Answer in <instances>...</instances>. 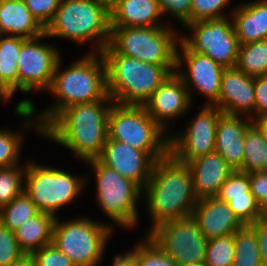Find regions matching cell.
<instances>
[{"label":"cell","instance_id":"17","mask_svg":"<svg viewBox=\"0 0 267 266\" xmlns=\"http://www.w3.org/2000/svg\"><path fill=\"white\" fill-rule=\"evenodd\" d=\"M189 91L176 71L168 76L143 106L164 130L166 120L174 119L188 109L191 102Z\"/></svg>","mask_w":267,"mask_h":266},{"label":"cell","instance_id":"38","mask_svg":"<svg viewBox=\"0 0 267 266\" xmlns=\"http://www.w3.org/2000/svg\"><path fill=\"white\" fill-rule=\"evenodd\" d=\"M39 24L46 27L53 20L61 0H23Z\"/></svg>","mask_w":267,"mask_h":266},{"label":"cell","instance_id":"1","mask_svg":"<svg viewBox=\"0 0 267 266\" xmlns=\"http://www.w3.org/2000/svg\"><path fill=\"white\" fill-rule=\"evenodd\" d=\"M106 101L114 102L112 99H102L68 106L41 134L69 148L85 161L98 159L108 138L111 106L102 104Z\"/></svg>","mask_w":267,"mask_h":266},{"label":"cell","instance_id":"19","mask_svg":"<svg viewBox=\"0 0 267 266\" xmlns=\"http://www.w3.org/2000/svg\"><path fill=\"white\" fill-rule=\"evenodd\" d=\"M192 217L198 222L207 240L232 235L244 226L229 208L228 203L218 197L198 200Z\"/></svg>","mask_w":267,"mask_h":266},{"label":"cell","instance_id":"48","mask_svg":"<svg viewBox=\"0 0 267 266\" xmlns=\"http://www.w3.org/2000/svg\"><path fill=\"white\" fill-rule=\"evenodd\" d=\"M101 1L110 10L113 6H115L121 0H101Z\"/></svg>","mask_w":267,"mask_h":266},{"label":"cell","instance_id":"35","mask_svg":"<svg viewBox=\"0 0 267 266\" xmlns=\"http://www.w3.org/2000/svg\"><path fill=\"white\" fill-rule=\"evenodd\" d=\"M228 3L229 0H192L190 23L226 17L220 11Z\"/></svg>","mask_w":267,"mask_h":266},{"label":"cell","instance_id":"30","mask_svg":"<svg viewBox=\"0 0 267 266\" xmlns=\"http://www.w3.org/2000/svg\"><path fill=\"white\" fill-rule=\"evenodd\" d=\"M232 266H263L255 230L244 225L235 232V249Z\"/></svg>","mask_w":267,"mask_h":266},{"label":"cell","instance_id":"25","mask_svg":"<svg viewBox=\"0 0 267 266\" xmlns=\"http://www.w3.org/2000/svg\"><path fill=\"white\" fill-rule=\"evenodd\" d=\"M232 23L239 45L267 39V0L238 7Z\"/></svg>","mask_w":267,"mask_h":266},{"label":"cell","instance_id":"12","mask_svg":"<svg viewBox=\"0 0 267 266\" xmlns=\"http://www.w3.org/2000/svg\"><path fill=\"white\" fill-rule=\"evenodd\" d=\"M193 36L181 40L194 52L208 55L224 68L236 67L239 43L228 18L197 21L187 24Z\"/></svg>","mask_w":267,"mask_h":266},{"label":"cell","instance_id":"3","mask_svg":"<svg viewBox=\"0 0 267 266\" xmlns=\"http://www.w3.org/2000/svg\"><path fill=\"white\" fill-rule=\"evenodd\" d=\"M98 56L100 61L95 54H90L61 72L58 71L61 64L59 59L49 90L60 100L37 116L40 118L37 128L40 133L68 106L111 99L107 91L105 62L101 53Z\"/></svg>","mask_w":267,"mask_h":266},{"label":"cell","instance_id":"4","mask_svg":"<svg viewBox=\"0 0 267 266\" xmlns=\"http://www.w3.org/2000/svg\"><path fill=\"white\" fill-rule=\"evenodd\" d=\"M101 55L108 95L120 105L143 106L168 76L176 72V66L146 63L118 53Z\"/></svg>","mask_w":267,"mask_h":266},{"label":"cell","instance_id":"47","mask_svg":"<svg viewBox=\"0 0 267 266\" xmlns=\"http://www.w3.org/2000/svg\"><path fill=\"white\" fill-rule=\"evenodd\" d=\"M14 91L7 85V83L0 77V97L9 100Z\"/></svg>","mask_w":267,"mask_h":266},{"label":"cell","instance_id":"37","mask_svg":"<svg viewBox=\"0 0 267 266\" xmlns=\"http://www.w3.org/2000/svg\"><path fill=\"white\" fill-rule=\"evenodd\" d=\"M23 254L14 232L0 223V266H11Z\"/></svg>","mask_w":267,"mask_h":266},{"label":"cell","instance_id":"8","mask_svg":"<svg viewBox=\"0 0 267 266\" xmlns=\"http://www.w3.org/2000/svg\"><path fill=\"white\" fill-rule=\"evenodd\" d=\"M55 219L52 243L75 266H96L104 253L111 228L88 218L58 222Z\"/></svg>","mask_w":267,"mask_h":266},{"label":"cell","instance_id":"39","mask_svg":"<svg viewBox=\"0 0 267 266\" xmlns=\"http://www.w3.org/2000/svg\"><path fill=\"white\" fill-rule=\"evenodd\" d=\"M38 266H75L53 243L32 253Z\"/></svg>","mask_w":267,"mask_h":266},{"label":"cell","instance_id":"22","mask_svg":"<svg viewBox=\"0 0 267 266\" xmlns=\"http://www.w3.org/2000/svg\"><path fill=\"white\" fill-rule=\"evenodd\" d=\"M242 120L238 115L222 113L219 117L215 151L219 153L233 170H240L244 157V136L248 127L253 123ZM249 122V123H248Z\"/></svg>","mask_w":267,"mask_h":266},{"label":"cell","instance_id":"34","mask_svg":"<svg viewBox=\"0 0 267 266\" xmlns=\"http://www.w3.org/2000/svg\"><path fill=\"white\" fill-rule=\"evenodd\" d=\"M24 173L18 165L0 168V209L24 192Z\"/></svg>","mask_w":267,"mask_h":266},{"label":"cell","instance_id":"26","mask_svg":"<svg viewBox=\"0 0 267 266\" xmlns=\"http://www.w3.org/2000/svg\"><path fill=\"white\" fill-rule=\"evenodd\" d=\"M55 219L50 214L39 213L17 228L14 235L20 249L26 254H32L51 244Z\"/></svg>","mask_w":267,"mask_h":266},{"label":"cell","instance_id":"27","mask_svg":"<svg viewBox=\"0 0 267 266\" xmlns=\"http://www.w3.org/2000/svg\"><path fill=\"white\" fill-rule=\"evenodd\" d=\"M243 148V164L239 171L250 174L267 170V141L254 123L245 132Z\"/></svg>","mask_w":267,"mask_h":266},{"label":"cell","instance_id":"7","mask_svg":"<svg viewBox=\"0 0 267 266\" xmlns=\"http://www.w3.org/2000/svg\"><path fill=\"white\" fill-rule=\"evenodd\" d=\"M163 132L144 106L111 105L108 116L110 139L142 150L158 161L169 153V138L162 136Z\"/></svg>","mask_w":267,"mask_h":266},{"label":"cell","instance_id":"6","mask_svg":"<svg viewBox=\"0 0 267 266\" xmlns=\"http://www.w3.org/2000/svg\"><path fill=\"white\" fill-rule=\"evenodd\" d=\"M174 30L168 27H111L108 45L100 53H118L146 63L176 66Z\"/></svg>","mask_w":267,"mask_h":266},{"label":"cell","instance_id":"20","mask_svg":"<svg viewBox=\"0 0 267 266\" xmlns=\"http://www.w3.org/2000/svg\"><path fill=\"white\" fill-rule=\"evenodd\" d=\"M217 197L228 203L229 208L244 224L250 225L266 213L250 192L249 174L234 170L222 184Z\"/></svg>","mask_w":267,"mask_h":266},{"label":"cell","instance_id":"2","mask_svg":"<svg viewBox=\"0 0 267 266\" xmlns=\"http://www.w3.org/2000/svg\"><path fill=\"white\" fill-rule=\"evenodd\" d=\"M144 189L153 228L170 220L192 216L198 202L188 164L177 161L170 153L155 162Z\"/></svg>","mask_w":267,"mask_h":266},{"label":"cell","instance_id":"28","mask_svg":"<svg viewBox=\"0 0 267 266\" xmlns=\"http://www.w3.org/2000/svg\"><path fill=\"white\" fill-rule=\"evenodd\" d=\"M236 67L251 77L267 75V39L239 45Z\"/></svg>","mask_w":267,"mask_h":266},{"label":"cell","instance_id":"36","mask_svg":"<svg viewBox=\"0 0 267 266\" xmlns=\"http://www.w3.org/2000/svg\"><path fill=\"white\" fill-rule=\"evenodd\" d=\"M21 136L11 131H0V168L17 165Z\"/></svg>","mask_w":267,"mask_h":266},{"label":"cell","instance_id":"21","mask_svg":"<svg viewBox=\"0 0 267 266\" xmlns=\"http://www.w3.org/2000/svg\"><path fill=\"white\" fill-rule=\"evenodd\" d=\"M189 169L193 176V188L198 200L217 197L222 184L234 171L216 151L192 160Z\"/></svg>","mask_w":267,"mask_h":266},{"label":"cell","instance_id":"41","mask_svg":"<svg viewBox=\"0 0 267 266\" xmlns=\"http://www.w3.org/2000/svg\"><path fill=\"white\" fill-rule=\"evenodd\" d=\"M162 14L172 13L183 25L190 24L192 0H158Z\"/></svg>","mask_w":267,"mask_h":266},{"label":"cell","instance_id":"46","mask_svg":"<svg viewBox=\"0 0 267 266\" xmlns=\"http://www.w3.org/2000/svg\"><path fill=\"white\" fill-rule=\"evenodd\" d=\"M11 266H38L33 254H23Z\"/></svg>","mask_w":267,"mask_h":266},{"label":"cell","instance_id":"15","mask_svg":"<svg viewBox=\"0 0 267 266\" xmlns=\"http://www.w3.org/2000/svg\"><path fill=\"white\" fill-rule=\"evenodd\" d=\"M180 46L182 52L180 53L177 49L176 68H180L185 60L189 71L187 76L179 71L177 74L187 88L189 83L193 84L197 90L210 99V105H214L219 99L221 77L225 68L208 55L192 51L182 40H180Z\"/></svg>","mask_w":267,"mask_h":266},{"label":"cell","instance_id":"43","mask_svg":"<svg viewBox=\"0 0 267 266\" xmlns=\"http://www.w3.org/2000/svg\"><path fill=\"white\" fill-rule=\"evenodd\" d=\"M250 226L257 234L262 265L267 266V215L250 224Z\"/></svg>","mask_w":267,"mask_h":266},{"label":"cell","instance_id":"23","mask_svg":"<svg viewBox=\"0 0 267 266\" xmlns=\"http://www.w3.org/2000/svg\"><path fill=\"white\" fill-rule=\"evenodd\" d=\"M24 39L39 38L45 29L34 18L23 0H0V35Z\"/></svg>","mask_w":267,"mask_h":266},{"label":"cell","instance_id":"42","mask_svg":"<svg viewBox=\"0 0 267 266\" xmlns=\"http://www.w3.org/2000/svg\"><path fill=\"white\" fill-rule=\"evenodd\" d=\"M255 111L259 117L267 113V75L254 77Z\"/></svg>","mask_w":267,"mask_h":266},{"label":"cell","instance_id":"14","mask_svg":"<svg viewBox=\"0 0 267 266\" xmlns=\"http://www.w3.org/2000/svg\"><path fill=\"white\" fill-rule=\"evenodd\" d=\"M27 39L20 48L17 58L18 89L28 92L32 88L49 89L60 59L55 47L40 44L37 39Z\"/></svg>","mask_w":267,"mask_h":266},{"label":"cell","instance_id":"24","mask_svg":"<svg viewBox=\"0 0 267 266\" xmlns=\"http://www.w3.org/2000/svg\"><path fill=\"white\" fill-rule=\"evenodd\" d=\"M162 15L158 0H121L110 9V26H161L157 19Z\"/></svg>","mask_w":267,"mask_h":266},{"label":"cell","instance_id":"5","mask_svg":"<svg viewBox=\"0 0 267 266\" xmlns=\"http://www.w3.org/2000/svg\"><path fill=\"white\" fill-rule=\"evenodd\" d=\"M110 10L101 0H61L45 37H67L79 43L98 39L99 53L110 39Z\"/></svg>","mask_w":267,"mask_h":266},{"label":"cell","instance_id":"32","mask_svg":"<svg viewBox=\"0 0 267 266\" xmlns=\"http://www.w3.org/2000/svg\"><path fill=\"white\" fill-rule=\"evenodd\" d=\"M235 233L208 240L205 252L207 266H232L234 260Z\"/></svg>","mask_w":267,"mask_h":266},{"label":"cell","instance_id":"45","mask_svg":"<svg viewBox=\"0 0 267 266\" xmlns=\"http://www.w3.org/2000/svg\"><path fill=\"white\" fill-rule=\"evenodd\" d=\"M113 266H136L133 256L130 252L125 255H116Z\"/></svg>","mask_w":267,"mask_h":266},{"label":"cell","instance_id":"31","mask_svg":"<svg viewBox=\"0 0 267 266\" xmlns=\"http://www.w3.org/2000/svg\"><path fill=\"white\" fill-rule=\"evenodd\" d=\"M39 213L35 204L23 192L0 209V223L14 232L23 223Z\"/></svg>","mask_w":267,"mask_h":266},{"label":"cell","instance_id":"10","mask_svg":"<svg viewBox=\"0 0 267 266\" xmlns=\"http://www.w3.org/2000/svg\"><path fill=\"white\" fill-rule=\"evenodd\" d=\"M91 164L97 179V200L106 215L124 227L137 223L136 201L141 187L117 171L104 165L99 159L87 161Z\"/></svg>","mask_w":267,"mask_h":266},{"label":"cell","instance_id":"16","mask_svg":"<svg viewBox=\"0 0 267 266\" xmlns=\"http://www.w3.org/2000/svg\"><path fill=\"white\" fill-rule=\"evenodd\" d=\"M98 159L121 176L136 182L141 188L150 179L156 162L148 153L109 137Z\"/></svg>","mask_w":267,"mask_h":266},{"label":"cell","instance_id":"13","mask_svg":"<svg viewBox=\"0 0 267 266\" xmlns=\"http://www.w3.org/2000/svg\"><path fill=\"white\" fill-rule=\"evenodd\" d=\"M222 113L218 106L208 102L181 136L169 137V153L177 161L189 164L215 151L216 128Z\"/></svg>","mask_w":267,"mask_h":266},{"label":"cell","instance_id":"18","mask_svg":"<svg viewBox=\"0 0 267 266\" xmlns=\"http://www.w3.org/2000/svg\"><path fill=\"white\" fill-rule=\"evenodd\" d=\"M215 106L230 115L254 112V77L248 76L237 67L225 68L221 77L219 99Z\"/></svg>","mask_w":267,"mask_h":266},{"label":"cell","instance_id":"9","mask_svg":"<svg viewBox=\"0 0 267 266\" xmlns=\"http://www.w3.org/2000/svg\"><path fill=\"white\" fill-rule=\"evenodd\" d=\"M24 170L25 194L40 213L54 217L56 211L73 201L84 186L83 179L57 168L52 169L29 162Z\"/></svg>","mask_w":267,"mask_h":266},{"label":"cell","instance_id":"29","mask_svg":"<svg viewBox=\"0 0 267 266\" xmlns=\"http://www.w3.org/2000/svg\"><path fill=\"white\" fill-rule=\"evenodd\" d=\"M22 37L0 35V77L15 92L18 88L17 58L21 45L26 41Z\"/></svg>","mask_w":267,"mask_h":266},{"label":"cell","instance_id":"11","mask_svg":"<svg viewBox=\"0 0 267 266\" xmlns=\"http://www.w3.org/2000/svg\"><path fill=\"white\" fill-rule=\"evenodd\" d=\"M148 236L178 266L205 261L208 240L192 216L161 223Z\"/></svg>","mask_w":267,"mask_h":266},{"label":"cell","instance_id":"33","mask_svg":"<svg viewBox=\"0 0 267 266\" xmlns=\"http://www.w3.org/2000/svg\"><path fill=\"white\" fill-rule=\"evenodd\" d=\"M134 249L136 266H178L149 236Z\"/></svg>","mask_w":267,"mask_h":266},{"label":"cell","instance_id":"49","mask_svg":"<svg viewBox=\"0 0 267 266\" xmlns=\"http://www.w3.org/2000/svg\"><path fill=\"white\" fill-rule=\"evenodd\" d=\"M184 266H207V265L205 264V262H201V263H191Z\"/></svg>","mask_w":267,"mask_h":266},{"label":"cell","instance_id":"44","mask_svg":"<svg viewBox=\"0 0 267 266\" xmlns=\"http://www.w3.org/2000/svg\"><path fill=\"white\" fill-rule=\"evenodd\" d=\"M254 116V113L251 114V121L259 128L264 139L267 141V113L257 118H254Z\"/></svg>","mask_w":267,"mask_h":266},{"label":"cell","instance_id":"40","mask_svg":"<svg viewBox=\"0 0 267 266\" xmlns=\"http://www.w3.org/2000/svg\"><path fill=\"white\" fill-rule=\"evenodd\" d=\"M250 192L257 204L267 213V170L249 174Z\"/></svg>","mask_w":267,"mask_h":266}]
</instances>
